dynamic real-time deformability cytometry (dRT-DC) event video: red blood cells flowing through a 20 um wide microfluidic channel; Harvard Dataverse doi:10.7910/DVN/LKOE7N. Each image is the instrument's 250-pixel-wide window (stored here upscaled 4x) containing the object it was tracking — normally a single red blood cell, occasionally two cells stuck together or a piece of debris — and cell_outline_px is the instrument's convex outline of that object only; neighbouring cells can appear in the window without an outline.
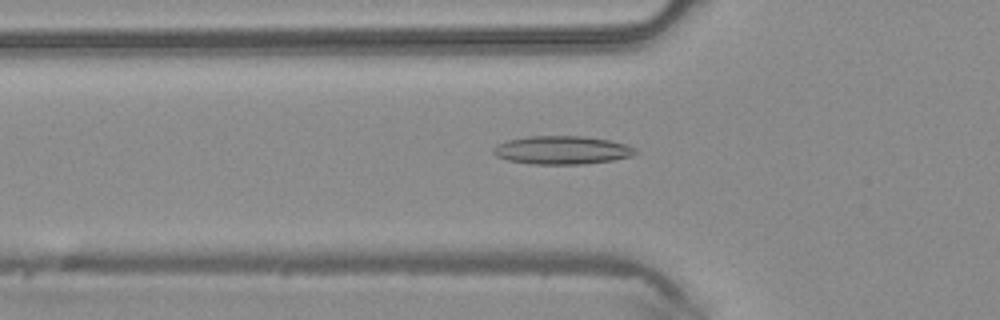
{"species": "common noctule bat (a hibernating species)", "species_latin": "Nyctalus noctula", "temperature_condition": "warm", "stored_images_in_passage": 47, "segment_of_instrument_passage": [1, 2], "camera_frame_rate_fps": 3000, "um_per_image_px": 0.085, "animal": {"sex": "male", "body_mass_g": 20.4}, "frame": {"image": 1, "passage_image": 15, "time_ms": 4.667, "image_size_px": [1000, 320], "cell_outline_px": [[640, 152], [632, 156], [612, 160], [580, 164], [532, 164], [508, 160], [496, 156], [492, 152], [492, 148], [496, 144], [508, 140], [528, 136], [584, 136], [608, 140], [624, 144], [636, 148]], "centroid_in_image_um": [47.76, 12.75], "position_along_channel_um": 78.0, "area_um2": 23.47}}
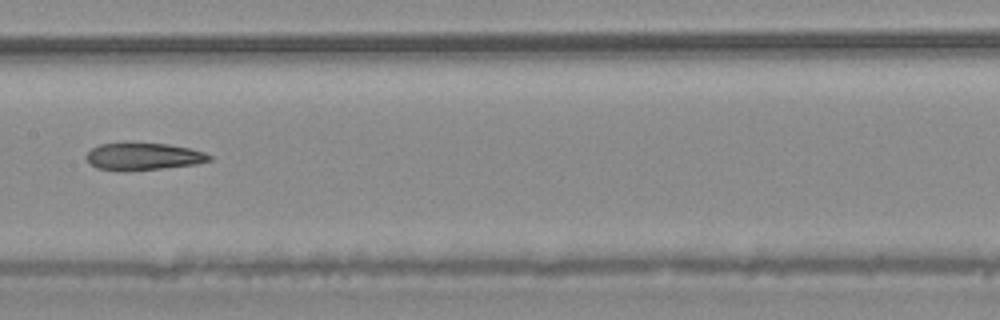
{"frame": {"image": 2, "passage_image": 23, "time_ms": 7.333, "image_size_px": [1000, 320], "cell_outline_px": [[212, 160], [196, 164], [160, 168], [116, 172], [96, 168], [88, 160], [88, 152], [92, 148], [100, 144], [168, 144], [192, 148], [204, 152], [212, 156]], "centroid_in_image_um": [12.22, 13.32], "position_along_channel_um": 195.2, "area_um2": 19.25}}
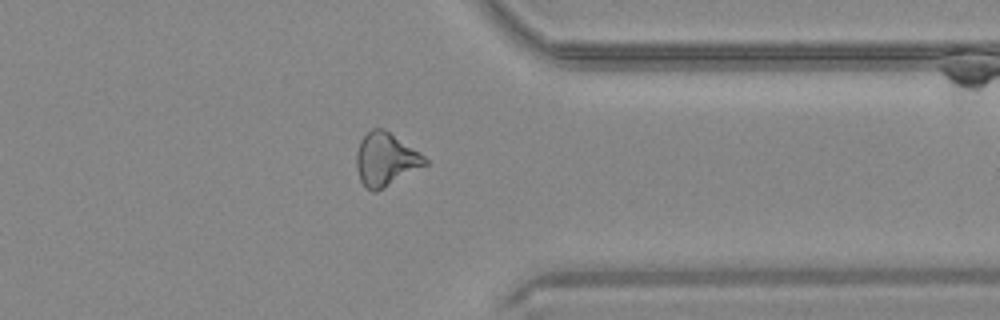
{"frame": {"image": 3, "passage_image": 36, "time_ms": 11.667, "image_size_px": [1000, 320], "cell_outline_px": [[428, 164], [384, 188], [376, 192], [372, 192], [360, 180], [356, 168], [356, 152], [360, 140], [372, 128], [384, 128], [424, 156], [428, 160]], "centroid_in_image_um": [32.76, 13.55], "position_along_channel_um": 378.6, "area_um2": 21.1}}